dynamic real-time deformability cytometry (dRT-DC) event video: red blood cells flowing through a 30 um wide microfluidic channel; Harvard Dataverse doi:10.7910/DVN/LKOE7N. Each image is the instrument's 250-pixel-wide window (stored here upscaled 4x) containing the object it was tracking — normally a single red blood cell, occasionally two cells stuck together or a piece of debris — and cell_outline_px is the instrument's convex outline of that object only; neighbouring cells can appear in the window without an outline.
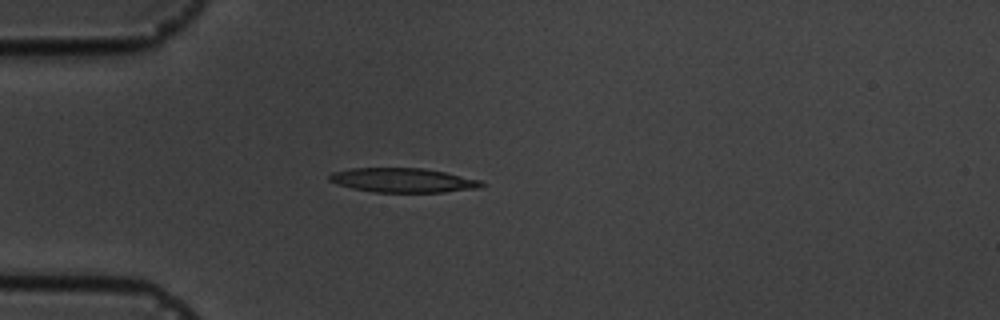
{"species": "common noctule bat (a hibernating species)", "species_latin": "Nyctalus noctula", "temperature_condition": "cold", "stored_images_in_passage": 4, "camera_frame_rate_fps": 3000, "um_per_image_px": 0.085, "animal": {"sex": "male", "body_mass_g": 19.5, "forearm_length_mm": 54.6}, "frame": {"image": 1, "passage_image": 3, "time_ms": 2.333, "image_size_px": [1000, 320], "cell_outline_px": [[488, 184], [480, 188], [444, 192], [372, 192], [352, 188], [336, 184], [328, 180], [328, 176], [332, 172], [352, 168], [424, 168], [444, 172], [480, 180]], "centroid_in_image_um": [34.25, 15.32], "position_along_channel_um": 50.7, "area_um2": 21.68}}